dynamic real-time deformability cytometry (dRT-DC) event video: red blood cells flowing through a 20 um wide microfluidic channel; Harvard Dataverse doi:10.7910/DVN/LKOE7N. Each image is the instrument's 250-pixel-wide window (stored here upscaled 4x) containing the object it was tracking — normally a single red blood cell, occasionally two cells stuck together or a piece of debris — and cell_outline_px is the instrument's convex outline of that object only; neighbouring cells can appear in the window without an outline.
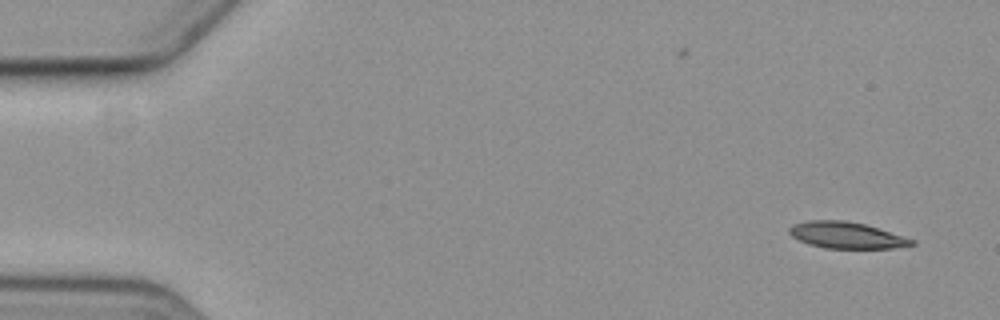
{"species": "common noctule bat (a hibernating species)", "species_latin": "Nyctalus noctula", "temperature_condition": "cold", "stored_images_in_passage": 2, "camera_frame_rate_fps": 3000, "um_per_image_px": 0.085, "animal": {"sex": "female", "body_mass_g": 19.3, "forearm_length_mm": 54.1}, "frame": {"image": 1, "passage_image": 2, "time_ms": 1.333, "image_size_px": [1000, 320], "cell_outline_px": [[916, 244], [892, 248], [824, 248], [808, 244], [792, 236], [788, 232], [788, 228], [792, 224], [808, 220], [844, 220], [864, 224], [916, 240]], "centroid_in_image_um": [71.92, 19.99], "position_along_channel_um": 13.1, "area_um2": 18.79}}